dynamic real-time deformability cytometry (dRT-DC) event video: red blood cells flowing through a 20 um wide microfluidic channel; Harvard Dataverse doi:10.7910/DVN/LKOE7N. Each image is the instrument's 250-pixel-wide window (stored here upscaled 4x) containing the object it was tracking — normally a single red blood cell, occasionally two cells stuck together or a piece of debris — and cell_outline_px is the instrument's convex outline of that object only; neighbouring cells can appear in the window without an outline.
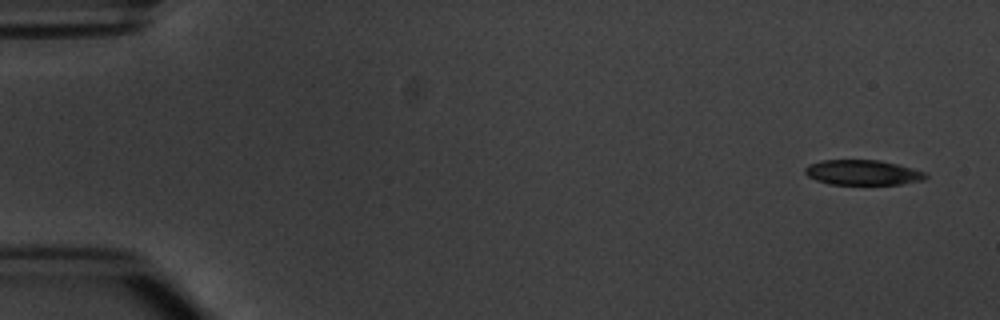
{"species": "common noctule bat (a hibernating species)", "species_latin": "Nyctalus noctula", "temperature_condition": "warm", "stored_images_in_passage": 6, "camera_frame_rate_fps": 3000, "um_per_image_px": 0.085, "animal": {"sex": "male", "body_mass_g": 20.1, "forearm_length_mm": 53.5}, "frame": {"image": 1, "passage_image": 1, "time_ms": 0.0, "image_size_px": [1000, 320], "cell_outline_px": [[928, 176], [924, 180], [900, 184], [828, 184], [816, 180], [808, 176], [804, 172], [804, 168], [808, 164], [820, 160], [880, 160], [896, 164], [924, 172]], "centroid_in_image_um": [73.28, 14.66], "position_along_channel_um": 11.7, "area_um2": 17.57}}
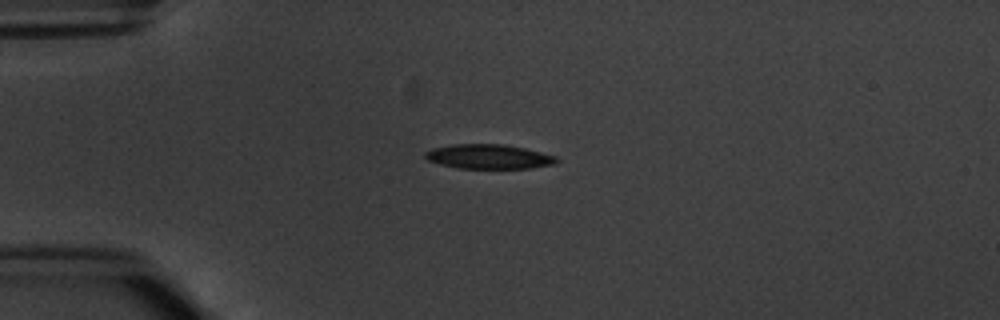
{"frame": {"image": 2, "passage_image": 4, "time_ms": 3.667, "image_size_px": [1000, 320], "cell_outline_px": [[560, 160], [556, 164], [532, 168], [456, 168], [440, 164], [428, 160], [424, 156], [424, 152], [432, 148], [452, 144], [504, 144], [524, 148], [556, 156]], "centroid_in_image_um": [41.55, 13.31], "position_along_channel_um": 43.5, "area_um2": 18.84}}